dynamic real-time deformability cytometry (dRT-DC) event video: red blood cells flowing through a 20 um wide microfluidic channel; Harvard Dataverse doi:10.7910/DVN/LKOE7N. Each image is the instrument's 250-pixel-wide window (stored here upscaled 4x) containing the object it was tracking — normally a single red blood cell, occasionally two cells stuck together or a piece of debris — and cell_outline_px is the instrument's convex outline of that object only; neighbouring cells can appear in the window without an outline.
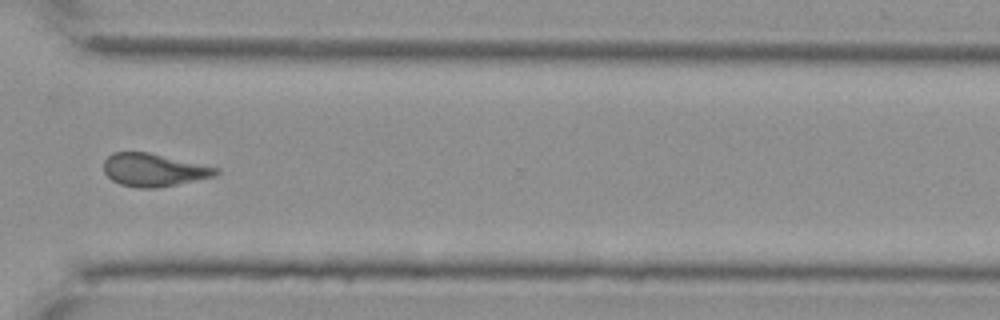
{"species": "Egyptian fruit bat (a non-hibernating species)", "species_latin": "Rousettus aegyptiacus", "temperature_condition": "cold", "stored_images_in_passage": 14, "camera_frame_rate_fps": 3000, "um_per_image_px": 0.085, "animal": {"sex": "female"}, "frame": {"image": 1, "passage_image": 10, "time_ms": 3.0, "image_size_px": [1000, 320], "cell_outline_px": [[220, 172], [216, 176], [156, 188], [140, 188], [120, 184], [112, 180], [104, 172], [104, 160], [112, 152], [148, 152], [220, 168]], "centroid_in_image_um": [13.07, 14.44], "position_along_channel_um": 357.5, "area_um2": 21.44}}